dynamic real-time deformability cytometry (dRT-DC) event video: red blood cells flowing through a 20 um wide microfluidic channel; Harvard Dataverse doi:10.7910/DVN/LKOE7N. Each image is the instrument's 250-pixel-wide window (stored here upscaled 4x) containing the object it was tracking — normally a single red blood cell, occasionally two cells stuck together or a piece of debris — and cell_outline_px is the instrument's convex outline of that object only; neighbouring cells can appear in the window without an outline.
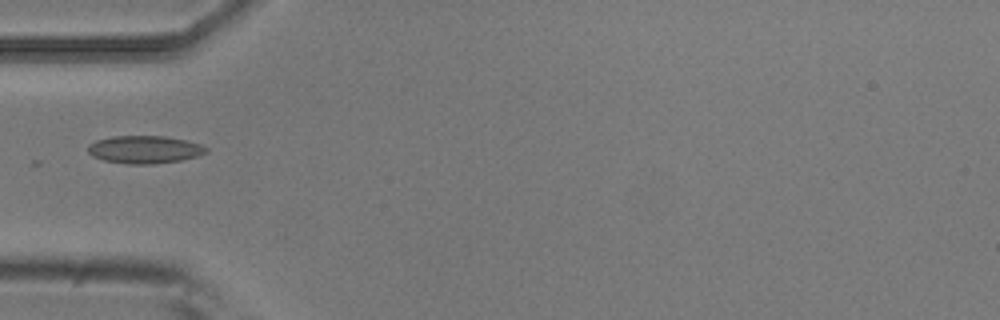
{"species": "common noctule bat (a hibernating species)", "species_latin": "Nyctalus noctula", "temperature_condition": "room temperature", "stored_images_in_passage": 5, "camera_frame_rate_fps": 3000, "um_per_image_px": 0.085, "animal": {"sex": "male", "body_mass_g": 20.5, "forearm_length_mm": 52.5}, "frame": {"image": 1, "passage_image": 5, "time_ms": 1.333, "image_size_px": [1000, 320], "cell_outline_px": [[208, 152], [196, 156], [180, 160], [152, 164], [128, 164], [104, 160], [92, 156], [88, 152], [88, 144], [96, 140], [112, 136], [164, 136], [188, 140], [200, 144], [208, 148]], "centroid_in_image_um": [12.28, 12.7], "position_along_channel_um": 72.7, "area_um2": 19.13}}